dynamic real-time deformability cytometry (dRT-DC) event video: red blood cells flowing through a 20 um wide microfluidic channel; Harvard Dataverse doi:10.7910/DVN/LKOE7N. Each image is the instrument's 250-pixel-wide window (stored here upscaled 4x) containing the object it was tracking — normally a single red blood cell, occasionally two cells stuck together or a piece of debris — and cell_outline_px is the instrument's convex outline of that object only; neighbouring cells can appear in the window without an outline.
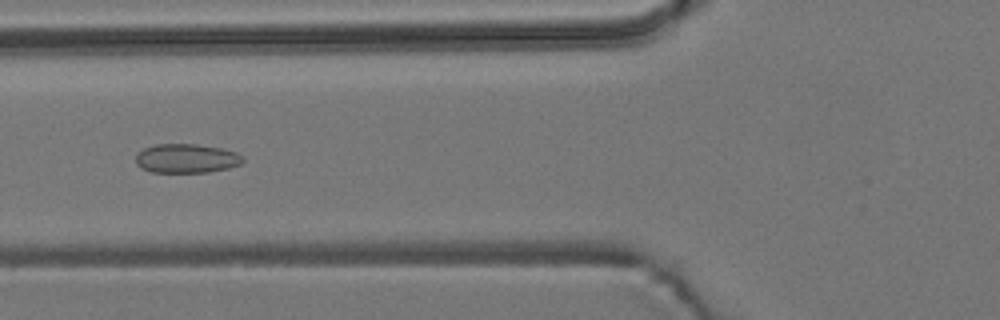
{"species": "common noctule bat (a hibernating species)", "species_latin": "Nyctalus noctula", "temperature_condition": "room temperature", "stored_images_in_passage": 56, "camera_frame_rate_fps": 3000, "um_per_image_px": 0.085, "animal": {"sex": "male", "body_mass_g": 19.2, "forearm_length_mm": 51.8}, "frame": {"image": 1, "passage_image": 21, "time_ms": 6.667, "image_size_px": [1000, 320], "cell_outline_px": [[244, 160], [240, 164], [228, 168], [208, 172], [152, 172], [140, 168], [136, 164], [136, 156], [144, 148], [156, 144], [196, 144], [220, 148], [236, 152], [244, 156]], "centroid_in_image_um": [15.85, 13.47], "position_along_channel_um": 109.9, "area_um2": 18.15}}
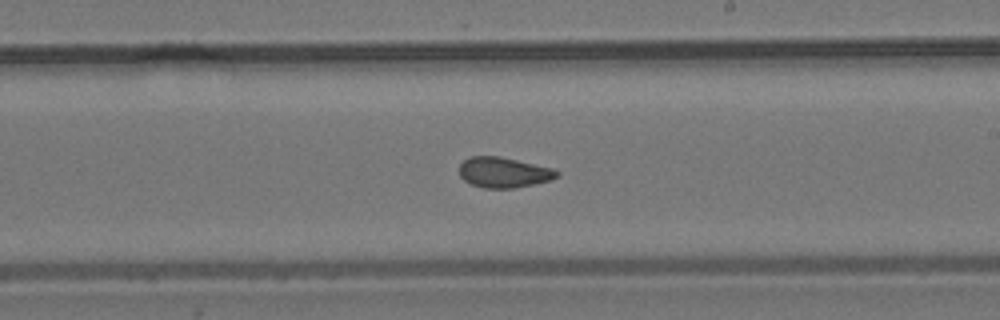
{"frame": {"image": 2, "passage_image": 32, "time_ms": 10.333, "image_size_px": [1000, 320], "cell_outline_px": [[560, 176], [552, 180], [516, 188], [484, 188], [472, 184], [464, 180], [460, 176], [460, 164], [464, 160], [472, 156], [500, 156], [552, 168], [560, 172]], "centroid_in_image_um": [42.84, 14.66], "position_along_channel_um": 246.2, "area_um2": 17.34}}
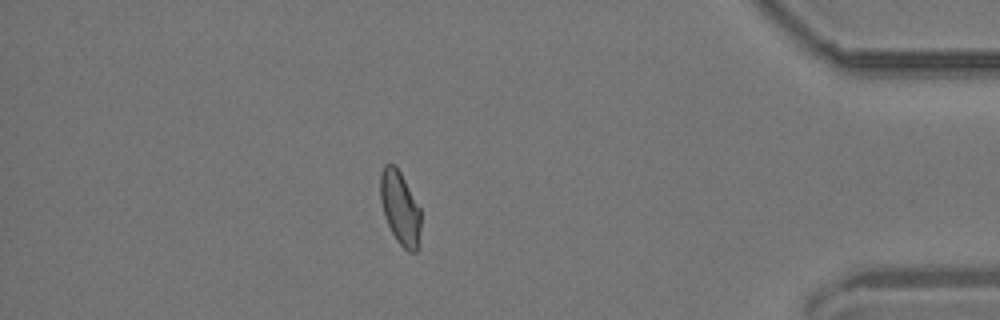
{"frame": {"image": 3, "passage_image": 48, "time_ms": 15.667, "image_size_px": [1000, 320], "cell_outline_px": [[420, 228], [416, 252], [408, 252], [396, 240], [384, 216], [380, 200], [380, 176], [384, 164], [396, 164], [420, 208]], "centroid_in_image_um": [33.98, 17.65], "position_along_channel_um": 401.2, "area_um2": 17.22}, "authors_computed_cell_mechanics": {"area_um2": 18.1203, "velocity_mm_per_s": 3.7094, "shape_relaxation_time_tau1_ms": null, "shape_relaxation_time_tau2_ms": 1.8098, "deformation_change_tau1": null, "deformation_change_tau2": 0.0787}}